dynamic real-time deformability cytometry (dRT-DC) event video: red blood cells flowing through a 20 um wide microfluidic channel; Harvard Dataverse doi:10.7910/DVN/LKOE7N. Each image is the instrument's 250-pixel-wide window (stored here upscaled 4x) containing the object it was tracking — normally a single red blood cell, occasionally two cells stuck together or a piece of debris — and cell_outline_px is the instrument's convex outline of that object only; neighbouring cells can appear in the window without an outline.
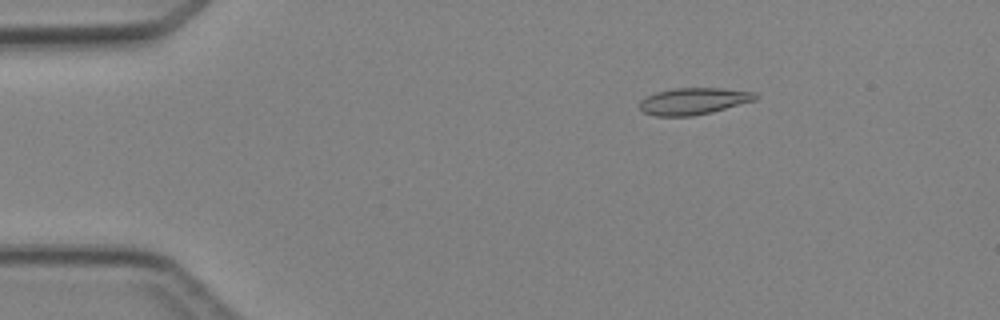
{"species": "Egyptian fruit bat (a non-hibernating species)", "species_latin": "Rousettus aegyptiacus", "temperature_condition": "cold", "stored_images_in_passage": 5, "camera_frame_rate_fps": 3000, "um_per_image_px": 0.085, "animal": {"sex": "female"}, "frame": {"image": 1, "passage_image": 3, "time_ms": 2.333, "image_size_px": [1000, 320], "cell_outline_px": [[760, 96], [756, 100], [712, 112], [692, 116], [656, 116], [644, 112], [640, 108], [640, 100], [656, 92], [676, 88], [720, 88], [756, 92]], "centroid_in_image_um": [58.99, 8.59], "position_along_channel_um": 26.0, "area_um2": 18.03}}
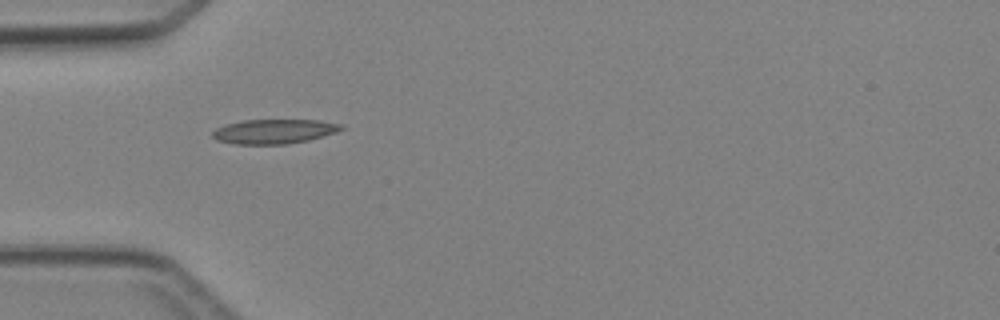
{"frame": {"image": 2, "passage_image": 5, "time_ms": 4.667, "image_size_px": [1000, 320], "cell_outline_px": [[344, 128], [336, 132], [324, 136], [308, 140], [288, 144], [232, 144], [216, 140], [212, 136], [212, 132], [216, 128], [228, 124], [244, 120], [316, 120], [340, 124]], "centroid_in_image_um": [23.27, 11.18], "position_along_channel_um": 61.7, "area_um2": 18.26}}